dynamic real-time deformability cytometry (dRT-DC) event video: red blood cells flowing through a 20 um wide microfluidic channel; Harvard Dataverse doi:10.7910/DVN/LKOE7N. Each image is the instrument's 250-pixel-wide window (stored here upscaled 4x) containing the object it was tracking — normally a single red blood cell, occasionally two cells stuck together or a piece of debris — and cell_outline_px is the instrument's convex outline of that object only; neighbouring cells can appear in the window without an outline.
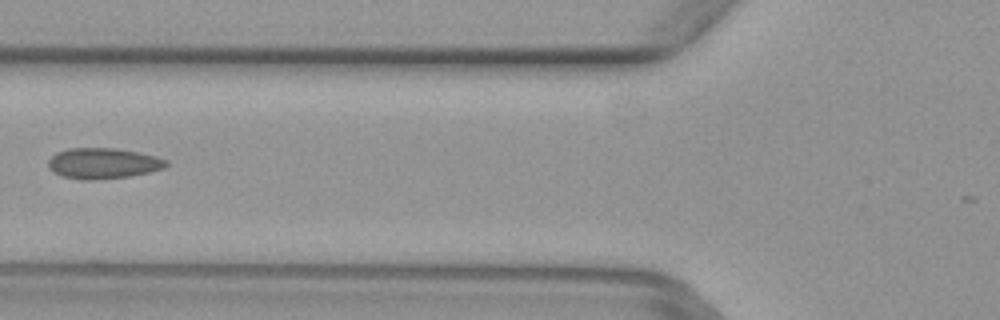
{"species": "common noctule bat (a hibernating species)", "species_latin": "Nyctalus noctula", "temperature_condition": "warm", "stored_images_in_passage": 4, "camera_frame_rate_fps": 3000, "um_per_image_px": 0.085, "animal": {"sex": "female", "body_mass_g": 29.2, "forearm_length_mm": 56.3}, "frame": {"image": 1, "passage_image": 4, "time_ms": 1.0, "image_size_px": [1000, 320], "cell_outline_px": [[168, 164], [164, 168], [148, 172], [128, 176], [92, 180], [84, 180], [60, 176], [48, 164], [48, 160], [56, 152], [68, 148], [116, 148], [156, 156], [168, 160]], "centroid_in_image_um": [8.77, 13.87], "position_along_channel_um": 117.0, "area_um2": 20.92}}